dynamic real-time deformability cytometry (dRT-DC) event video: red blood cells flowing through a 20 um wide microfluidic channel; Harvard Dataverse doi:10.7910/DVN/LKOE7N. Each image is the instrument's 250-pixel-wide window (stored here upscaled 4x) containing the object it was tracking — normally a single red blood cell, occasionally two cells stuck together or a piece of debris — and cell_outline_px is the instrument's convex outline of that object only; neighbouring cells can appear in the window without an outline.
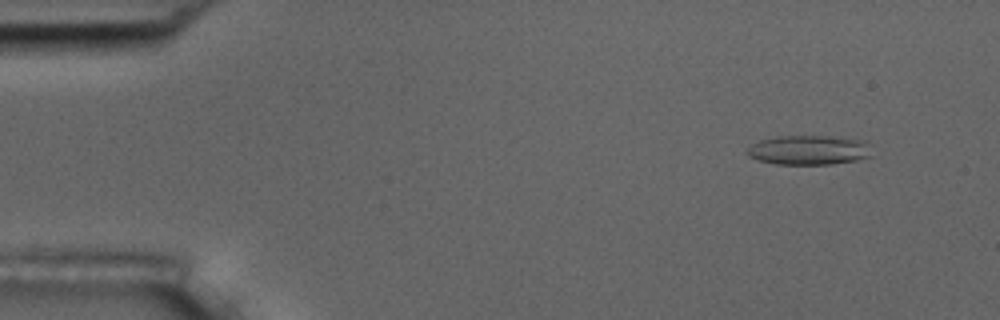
{"species": "common noctule bat (a hibernating species)", "species_latin": "Nyctalus noctula", "temperature_condition": "room temperature", "stored_images_in_passage": 51, "camera_frame_rate_fps": 3000, "um_per_image_px": 0.085, "animal": {"sex": "male", "body_mass_g": 17.5, "forearm_length_mm": 52.3}, "frame": {"image": 1, "passage_image": 1, "time_ms": 0.0, "image_size_px": [1000, 320], "cell_outline_px": [[872, 156], [856, 160], [832, 164], [776, 164], [760, 160], [748, 156], [744, 152], [752, 144], [760, 140], [776, 136], [828, 136], [868, 140]], "centroid_in_image_um": [68.78, 12.75], "position_along_channel_um": 16.2, "area_um2": 21.62}}
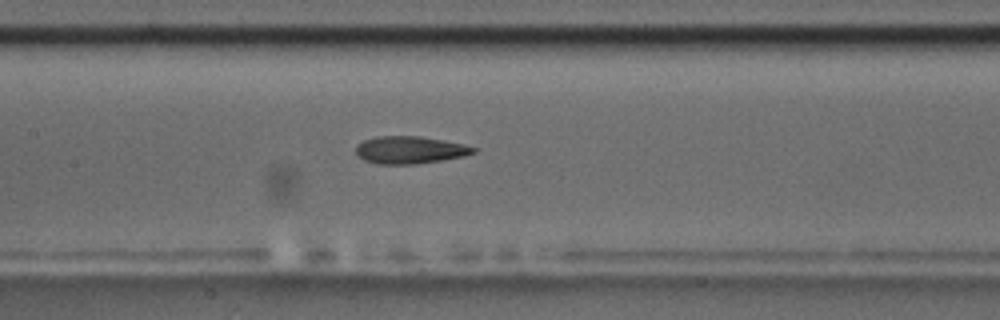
{"frame": {"image": 2, "passage_image": 22, "time_ms": 7.0, "image_size_px": [1000, 320], "cell_outline_px": [[480, 148], [476, 152], [464, 156], [444, 160], [416, 164], [376, 164], [364, 160], [356, 152], [356, 144], [364, 140], [376, 136], [420, 136], [444, 140], [464, 144]], "centroid_in_image_um": [34.88, 12.74], "position_along_channel_um": 172.5, "area_um2": 19.02}}
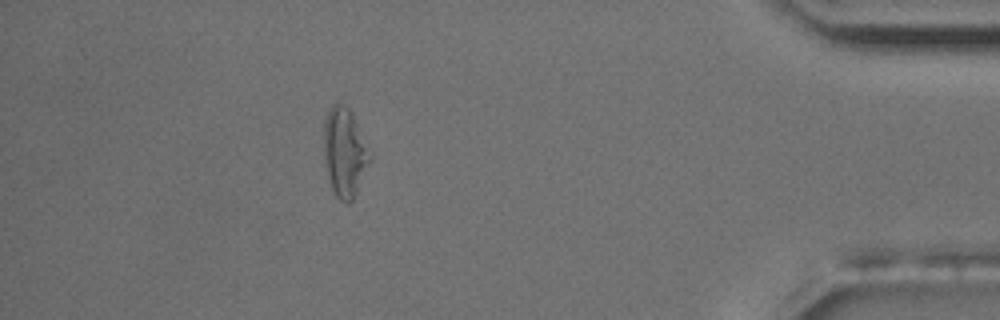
{"frame": {"image": 3, "passage_image": 45, "time_ms": 14.667, "image_size_px": [1000, 320], "cell_outline_px": [[372, 160], [352, 200], [348, 204], [344, 204], [336, 196], [332, 188], [324, 164], [324, 120], [332, 104], [344, 104], [352, 112], [372, 156]], "centroid_in_image_um": [29.3, 12.96], "position_along_channel_um": 405.9, "area_um2": 23.93}, "authors_computed_cell_mechanics": {"area_um2": 19.7098, "velocity_mm_per_s": 3.6708, "shape_relaxation_time_tau1_ms": 8.1286, "shape_relaxation_time_tau2_ms": 2.77, "deformation_change_tau1": 0.2142, "deformation_change_tau2": 0.1134}}